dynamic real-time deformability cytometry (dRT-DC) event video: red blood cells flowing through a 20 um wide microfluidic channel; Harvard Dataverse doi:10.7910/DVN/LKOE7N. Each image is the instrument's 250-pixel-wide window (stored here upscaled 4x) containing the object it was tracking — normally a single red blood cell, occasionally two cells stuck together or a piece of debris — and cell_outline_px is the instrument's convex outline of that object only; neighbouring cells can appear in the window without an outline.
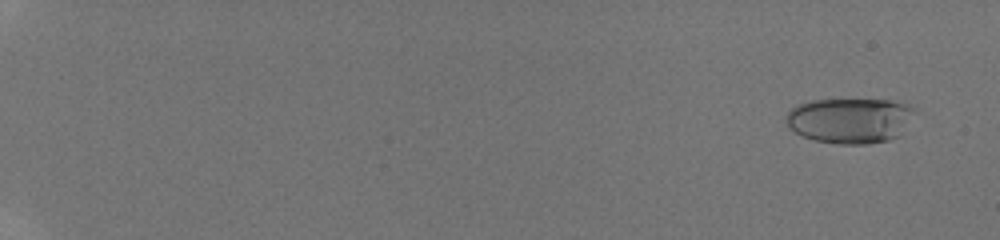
{"species": "human", "species_latin": "Homo sapiens", "temperature_condition": "room temperature", "stored_images_in_passage": 51, "camera_frame_rate_fps": 3000, "um_per_image_px": 0.085, "donor": {"sex": "male"}, "frame": {"image": 1, "passage_image": 2, "time_ms": 0.333, "image_size_px": [1000, 240], "cell_outline_px": [[912, 108], [896, 136], [888, 140], [864, 144], [840, 144], [816, 140], [804, 136], [788, 128], [784, 116], [796, 104], [812, 100], [892, 100], [912, 104]], "centroid_in_image_um": [72.11, 10.22], "position_along_channel_um": 12.9, "area_um2": 33.18}}
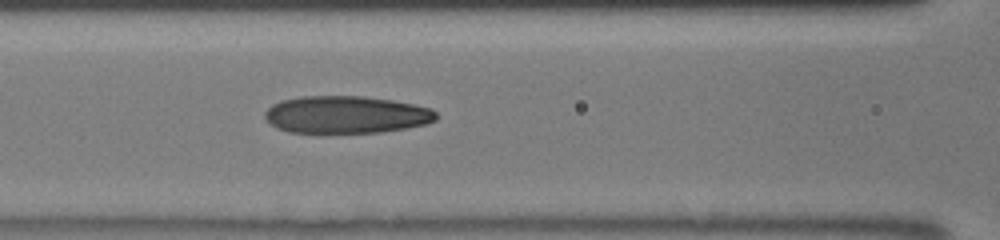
{"frame": {"image": 2, "passage_image": 31, "time_ms": 8.667, "image_size_px": [1000, 240], "cell_outline_px": [[436, 120], [428, 124], [408, 128], [380, 132], [288, 132], [276, 128], [264, 116], [264, 112], [272, 104], [280, 100], [300, 96], [364, 96], [392, 100], [432, 108], [436, 112]], "centroid_in_image_um": [29.43, 9.74], "position_along_channel_um": 137.2, "area_um2": 37.4}}
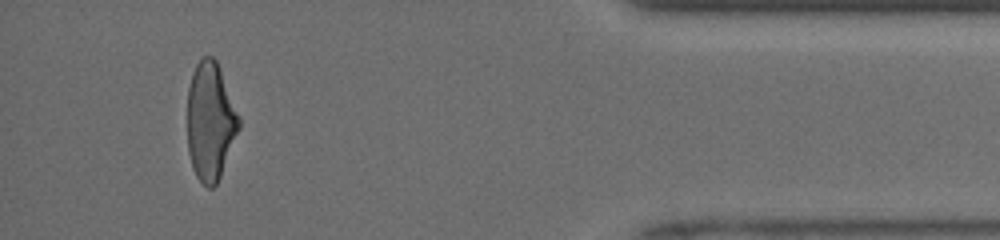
{"frame": {"image": 3, "passage_image": 50, "time_ms": 16.333, "image_size_px": [1000, 240], "cell_outline_px": [[240, 128], [220, 176], [216, 184], [212, 188], [208, 188], [196, 176], [192, 168], [188, 152], [188, 88], [192, 72], [196, 64], [204, 56], [212, 56], [216, 60], [240, 120]], "centroid_in_image_um": [17.86, 10.33], "position_along_channel_um": 417.3, "area_um2": 35.08}, "authors_computed_cell_mechanics": {"area_um2": 36.0094, "velocity_mm_per_s": 4.1835, "shape_relaxation_time_tau1_ms": 7.5649, "shape_relaxation_time_tau2_ms": 1.5285, "deformation_change_tau1": 0.2601, "deformation_change_tau2": 0.1049}}